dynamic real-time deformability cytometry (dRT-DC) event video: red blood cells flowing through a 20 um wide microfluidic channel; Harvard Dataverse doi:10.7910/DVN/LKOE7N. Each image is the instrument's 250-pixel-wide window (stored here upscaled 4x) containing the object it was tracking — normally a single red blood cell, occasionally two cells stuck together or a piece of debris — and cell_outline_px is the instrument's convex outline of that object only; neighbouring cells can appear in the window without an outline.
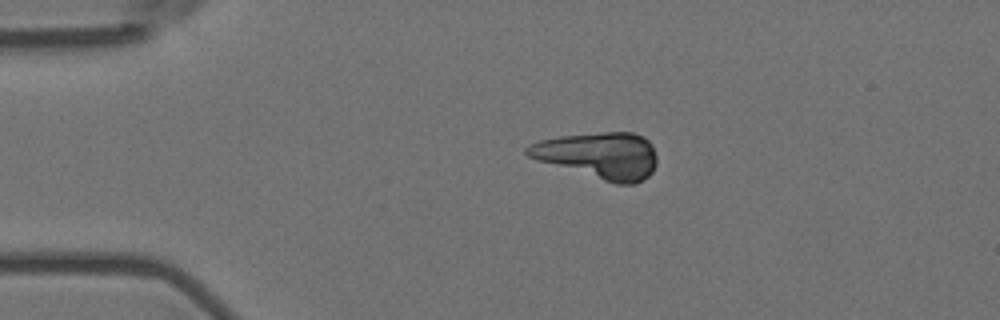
{"species": "Egyptian fruit bat (a non-hibernating species)", "species_latin": "Rousettus aegyptiacus", "temperature_condition": "room temperature", "stored_images_in_passage": 2, "camera_frame_rate_fps": 3000, "um_per_image_px": 0.085, "animal": {"sex": "female"}, "frame": {"image": 1, "passage_image": 1, "time_ms": 0.0, "image_size_px": [1000, 320], "cell_outline_px": [[656, 164], [652, 172], [644, 180], [636, 184], [616, 184], [536, 160], [528, 156], [524, 152], [524, 148], [528, 144], [540, 140], [560, 136], [604, 132], [632, 132], [644, 136], [652, 144], [656, 156]], "centroid_in_image_um": [50.92, 13.21], "position_along_channel_um": 34.1, "area_um2": 35.32}}